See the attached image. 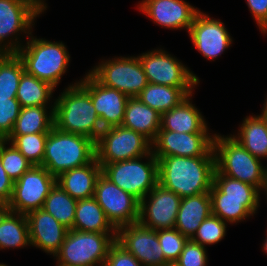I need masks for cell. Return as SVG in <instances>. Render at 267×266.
Here are the masks:
<instances>
[{
    "mask_svg": "<svg viewBox=\"0 0 267 266\" xmlns=\"http://www.w3.org/2000/svg\"><path fill=\"white\" fill-rule=\"evenodd\" d=\"M68 85L54 102V126L59 130L97 141L103 131L90 96V72Z\"/></svg>",
    "mask_w": 267,
    "mask_h": 266,
    "instance_id": "6da1fadb",
    "label": "cell"
},
{
    "mask_svg": "<svg viewBox=\"0 0 267 266\" xmlns=\"http://www.w3.org/2000/svg\"><path fill=\"white\" fill-rule=\"evenodd\" d=\"M215 156H166L158 159V183L181 198L209 193Z\"/></svg>",
    "mask_w": 267,
    "mask_h": 266,
    "instance_id": "7a4b0ae2",
    "label": "cell"
},
{
    "mask_svg": "<svg viewBox=\"0 0 267 266\" xmlns=\"http://www.w3.org/2000/svg\"><path fill=\"white\" fill-rule=\"evenodd\" d=\"M260 194L254 185L220 174L215 169L209 191L212 214L230 224L241 222L256 213Z\"/></svg>",
    "mask_w": 267,
    "mask_h": 266,
    "instance_id": "3957f363",
    "label": "cell"
},
{
    "mask_svg": "<svg viewBox=\"0 0 267 266\" xmlns=\"http://www.w3.org/2000/svg\"><path fill=\"white\" fill-rule=\"evenodd\" d=\"M96 157L95 141L91 138L59 130L53 126L45 143V167L53 176L90 163Z\"/></svg>",
    "mask_w": 267,
    "mask_h": 266,
    "instance_id": "277c9868",
    "label": "cell"
},
{
    "mask_svg": "<svg viewBox=\"0 0 267 266\" xmlns=\"http://www.w3.org/2000/svg\"><path fill=\"white\" fill-rule=\"evenodd\" d=\"M16 52L23 62L25 72L56 88L69 66L70 55L63 42L34 38Z\"/></svg>",
    "mask_w": 267,
    "mask_h": 266,
    "instance_id": "5b68a950",
    "label": "cell"
},
{
    "mask_svg": "<svg viewBox=\"0 0 267 266\" xmlns=\"http://www.w3.org/2000/svg\"><path fill=\"white\" fill-rule=\"evenodd\" d=\"M215 169L223 175L263 190L267 167L235 139L215 134L213 141Z\"/></svg>",
    "mask_w": 267,
    "mask_h": 266,
    "instance_id": "8992f818",
    "label": "cell"
},
{
    "mask_svg": "<svg viewBox=\"0 0 267 266\" xmlns=\"http://www.w3.org/2000/svg\"><path fill=\"white\" fill-rule=\"evenodd\" d=\"M116 233L83 232L70 229L54 255L62 266H103Z\"/></svg>",
    "mask_w": 267,
    "mask_h": 266,
    "instance_id": "52a82bcc",
    "label": "cell"
},
{
    "mask_svg": "<svg viewBox=\"0 0 267 266\" xmlns=\"http://www.w3.org/2000/svg\"><path fill=\"white\" fill-rule=\"evenodd\" d=\"M101 168L107 179L139 201L158 184V159L152 151L144 157L107 163Z\"/></svg>",
    "mask_w": 267,
    "mask_h": 266,
    "instance_id": "ba28073f",
    "label": "cell"
},
{
    "mask_svg": "<svg viewBox=\"0 0 267 266\" xmlns=\"http://www.w3.org/2000/svg\"><path fill=\"white\" fill-rule=\"evenodd\" d=\"M96 159L107 163L144 157L152 151V142L141 133L122 125L104 128L95 142Z\"/></svg>",
    "mask_w": 267,
    "mask_h": 266,
    "instance_id": "9c48e42d",
    "label": "cell"
},
{
    "mask_svg": "<svg viewBox=\"0 0 267 266\" xmlns=\"http://www.w3.org/2000/svg\"><path fill=\"white\" fill-rule=\"evenodd\" d=\"M89 72L104 86L121 91L128 97H137L148 84L138 56L104 59Z\"/></svg>",
    "mask_w": 267,
    "mask_h": 266,
    "instance_id": "30bf717a",
    "label": "cell"
},
{
    "mask_svg": "<svg viewBox=\"0 0 267 266\" xmlns=\"http://www.w3.org/2000/svg\"><path fill=\"white\" fill-rule=\"evenodd\" d=\"M56 184L57 177L45 167L33 165L14 182L11 200L5 208L25 215L42 209L46 197Z\"/></svg>",
    "mask_w": 267,
    "mask_h": 266,
    "instance_id": "8fae6325",
    "label": "cell"
},
{
    "mask_svg": "<svg viewBox=\"0 0 267 266\" xmlns=\"http://www.w3.org/2000/svg\"><path fill=\"white\" fill-rule=\"evenodd\" d=\"M148 83L174 86L195 87L199 78L182 62L163 49H154L138 55Z\"/></svg>",
    "mask_w": 267,
    "mask_h": 266,
    "instance_id": "7c38bea8",
    "label": "cell"
},
{
    "mask_svg": "<svg viewBox=\"0 0 267 266\" xmlns=\"http://www.w3.org/2000/svg\"><path fill=\"white\" fill-rule=\"evenodd\" d=\"M94 198L116 229L138 222L140 201L119 188L102 173L96 182Z\"/></svg>",
    "mask_w": 267,
    "mask_h": 266,
    "instance_id": "4fadbf2b",
    "label": "cell"
},
{
    "mask_svg": "<svg viewBox=\"0 0 267 266\" xmlns=\"http://www.w3.org/2000/svg\"><path fill=\"white\" fill-rule=\"evenodd\" d=\"M181 200L179 195L158 183L140 201L138 222L155 231L174 228Z\"/></svg>",
    "mask_w": 267,
    "mask_h": 266,
    "instance_id": "5bb4252c",
    "label": "cell"
},
{
    "mask_svg": "<svg viewBox=\"0 0 267 266\" xmlns=\"http://www.w3.org/2000/svg\"><path fill=\"white\" fill-rule=\"evenodd\" d=\"M214 136L215 134L210 135V133L159 130L156 139L152 142V152L157 159L166 156H215Z\"/></svg>",
    "mask_w": 267,
    "mask_h": 266,
    "instance_id": "9a60e30c",
    "label": "cell"
},
{
    "mask_svg": "<svg viewBox=\"0 0 267 266\" xmlns=\"http://www.w3.org/2000/svg\"><path fill=\"white\" fill-rule=\"evenodd\" d=\"M116 242L131 253L142 266H164L168 263L157 238V231L139 222L117 228Z\"/></svg>",
    "mask_w": 267,
    "mask_h": 266,
    "instance_id": "2e32d148",
    "label": "cell"
},
{
    "mask_svg": "<svg viewBox=\"0 0 267 266\" xmlns=\"http://www.w3.org/2000/svg\"><path fill=\"white\" fill-rule=\"evenodd\" d=\"M36 17L39 16L20 1L0 0V53H16L23 46L17 35L22 32L29 37Z\"/></svg>",
    "mask_w": 267,
    "mask_h": 266,
    "instance_id": "e0dca14e",
    "label": "cell"
},
{
    "mask_svg": "<svg viewBox=\"0 0 267 266\" xmlns=\"http://www.w3.org/2000/svg\"><path fill=\"white\" fill-rule=\"evenodd\" d=\"M195 48L210 61L223 54L233 40L223 22L199 11L188 31Z\"/></svg>",
    "mask_w": 267,
    "mask_h": 266,
    "instance_id": "ac0fdd59",
    "label": "cell"
},
{
    "mask_svg": "<svg viewBox=\"0 0 267 266\" xmlns=\"http://www.w3.org/2000/svg\"><path fill=\"white\" fill-rule=\"evenodd\" d=\"M138 9L156 25L187 32L200 11L184 0H142Z\"/></svg>",
    "mask_w": 267,
    "mask_h": 266,
    "instance_id": "d6986e66",
    "label": "cell"
},
{
    "mask_svg": "<svg viewBox=\"0 0 267 266\" xmlns=\"http://www.w3.org/2000/svg\"><path fill=\"white\" fill-rule=\"evenodd\" d=\"M30 246L40 248L54 257L63 244L68 228L43 209L26 214Z\"/></svg>",
    "mask_w": 267,
    "mask_h": 266,
    "instance_id": "ffe728a7",
    "label": "cell"
},
{
    "mask_svg": "<svg viewBox=\"0 0 267 266\" xmlns=\"http://www.w3.org/2000/svg\"><path fill=\"white\" fill-rule=\"evenodd\" d=\"M90 96L103 129L122 125L127 95L104 86L90 73Z\"/></svg>",
    "mask_w": 267,
    "mask_h": 266,
    "instance_id": "44dd1931",
    "label": "cell"
},
{
    "mask_svg": "<svg viewBox=\"0 0 267 266\" xmlns=\"http://www.w3.org/2000/svg\"><path fill=\"white\" fill-rule=\"evenodd\" d=\"M102 173L96 157L88 164L62 172L57 184L76 200L94 197L96 182Z\"/></svg>",
    "mask_w": 267,
    "mask_h": 266,
    "instance_id": "7402d4cb",
    "label": "cell"
},
{
    "mask_svg": "<svg viewBox=\"0 0 267 266\" xmlns=\"http://www.w3.org/2000/svg\"><path fill=\"white\" fill-rule=\"evenodd\" d=\"M193 94L179 105L161 114L160 130L178 133H209L207 122L200 110L192 104Z\"/></svg>",
    "mask_w": 267,
    "mask_h": 266,
    "instance_id": "603a6c76",
    "label": "cell"
},
{
    "mask_svg": "<svg viewBox=\"0 0 267 266\" xmlns=\"http://www.w3.org/2000/svg\"><path fill=\"white\" fill-rule=\"evenodd\" d=\"M211 214L209 193L184 197L180 203L174 228L188 239H192L200 224Z\"/></svg>",
    "mask_w": 267,
    "mask_h": 266,
    "instance_id": "cb8c5ba5",
    "label": "cell"
},
{
    "mask_svg": "<svg viewBox=\"0 0 267 266\" xmlns=\"http://www.w3.org/2000/svg\"><path fill=\"white\" fill-rule=\"evenodd\" d=\"M122 126L141 133L153 142L160 130L161 114L144 104L138 97H129Z\"/></svg>",
    "mask_w": 267,
    "mask_h": 266,
    "instance_id": "d4e9b609",
    "label": "cell"
},
{
    "mask_svg": "<svg viewBox=\"0 0 267 266\" xmlns=\"http://www.w3.org/2000/svg\"><path fill=\"white\" fill-rule=\"evenodd\" d=\"M230 136L253 156L267 159V119L261 115L246 116L237 135Z\"/></svg>",
    "mask_w": 267,
    "mask_h": 266,
    "instance_id": "484cf974",
    "label": "cell"
},
{
    "mask_svg": "<svg viewBox=\"0 0 267 266\" xmlns=\"http://www.w3.org/2000/svg\"><path fill=\"white\" fill-rule=\"evenodd\" d=\"M195 87H174L148 83L137 96L144 104L157 110L160 114L179 105Z\"/></svg>",
    "mask_w": 267,
    "mask_h": 266,
    "instance_id": "4316f807",
    "label": "cell"
},
{
    "mask_svg": "<svg viewBox=\"0 0 267 266\" xmlns=\"http://www.w3.org/2000/svg\"><path fill=\"white\" fill-rule=\"evenodd\" d=\"M72 229L96 233L117 232L94 197L78 200Z\"/></svg>",
    "mask_w": 267,
    "mask_h": 266,
    "instance_id": "83f0119b",
    "label": "cell"
},
{
    "mask_svg": "<svg viewBox=\"0 0 267 266\" xmlns=\"http://www.w3.org/2000/svg\"><path fill=\"white\" fill-rule=\"evenodd\" d=\"M27 245L30 246L26 215L4 208L0 212V250Z\"/></svg>",
    "mask_w": 267,
    "mask_h": 266,
    "instance_id": "f1b7e54d",
    "label": "cell"
},
{
    "mask_svg": "<svg viewBox=\"0 0 267 266\" xmlns=\"http://www.w3.org/2000/svg\"><path fill=\"white\" fill-rule=\"evenodd\" d=\"M50 105L48 111L47 106L21 107L10 135L48 133L54 126V103Z\"/></svg>",
    "mask_w": 267,
    "mask_h": 266,
    "instance_id": "f546056e",
    "label": "cell"
},
{
    "mask_svg": "<svg viewBox=\"0 0 267 266\" xmlns=\"http://www.w3.org/2000/svg\"><path fill=\"white\" fill-rule=\"evenodd\" d=\"M54 90L49 83L24 72L19 81L16 99L21 107L47 106Z\"/></svg>",
    "mask_w": 267,
    "mask_h": 266,
    "instance_id": "4dcf8cb0",
    "label": "cell"
},
{
    "mask_svg": "<svg viewBox=\"0 0 267 266\" xmlns=\"http://www.w3.org/2000/svg\"><path fill=\"white\" fill-rule=\"evenodd\" d=\"M77 202L56 184L46 197L42 209L70 230L73 228Z\"/></svg>",
    "mask_w": 267,
    "mask_h": 266,
    "instance_id": "1f68e13d",
    "label": "cell"
},
{
    "mask_svg": "<svg viewBox=\"0 0 267 266\" xmlns=\"http://www.w3.org/2000/svg\"><path fill=\"white\" fill-rule=\"evenodd\" d=\"M24 65L16 53H0V98H16Z\"/></svg>",
    "mask_w": 267,
    "mask_h": 266,
    "instance_id": "d6a6232c",
    "label": "cell"
},
{
    "mask_svg": "<svg viewBox=\"0 0 267 266\" xmlns=\"http://www.w3.org/2000/svg\"><path fill=\"white\" fill-rule=\"evenodd\" d=\"M48 133L10 135L6 140L14 145L33 165H42Z\"/></svg>",
    "mask_w": 267,
    "mask_h": 266,
    "instance_id": "836d02e7",
    "label": "cell"
},
{
    "mask_svg": "<svg viewBox=\"0 0 267 266\" xmlns=\"http://www.w3.org/2000/svg\"><path fill=\"white\" fill-rule=\"evenodd\" d=\"M6 144H10V146L7 147ZM0 160L7 175L14 182L33 166V164L7 140H0Z\"/></svg>",
    "mask_w": 267,
    "mask_h": 266,
    "instance_id": "e575fe53",
    "label": "cell"
},
{
    "mask_svg": "<svg viewBox=\"0 0 267 266\" xmlns=\"http://www.w3.org/2000/svg\"><path fill=\"white\" fill-rule=\"evenodd\" d=\"M227 224L216 215L211 214L200 224L192 240L203 247L217 244L225 237Z\"/></svg>",
    "mask_w": 267,
    "mask_h": 266,
    "instance_id": "d590c367",
    "label": "cell"
},
{
    "mask_svg": "<svg viewBox=\"0 0 267 266\" xmlns=\"http://www.w3.org/2000/svg\"><path fill=\"white\" fill-rule=\"evenodd\" d=\"M157 238L163 255L168 262H175L180 257L188 241V238L182 235L176 228L158 230Z\"/></svg>",
    "mask_w": 267,
    "mask_h": 266,
    "instance_id": "8d00e7d4",
    "label": "cell"
},
{
    "mask_svg": "<svg viewBox=\"0 0 267 266\" xmlns=\"http://www.w3.org/2000/svg\"><path fill=\"white\" fill-rule=\"evenodd\" d=\"M20 109L16 98H0V140H6L10 136Z\"/></svg>",
    "mask_w": 267,
    "mask_h": 266,
    "instance_id": "74e56055",
    "label": "cell"
},
{
    "mask_svg": "<svg viewBox=\"0 0 267 266\" xmlns=\"http://www.w3.org/2000/svg\"><path fill=\"white\" fill-rule=\"evenodd\" d=\"M206 247L188 239L180 257L175 261L179 266H207Z\"/></svg>",
    "mask_w": 267,
    "mask_h": 266,
    "instance_id": "f35d334b",
    "label": "cell"
},
{
    "mask_svg": "<svg viewBox=\"0 0 267 266\" xmlns=\"http://www.w3.org/2000/svg\"><path fill=\"white\" fill-rule=\"evenodd\" d=\"M103 266H142V264L115 241L109 248Z\"/></svg>",
    "mask_w": 267,
    "mask_h": 266,
    "instance_id": "ab89813d",
    "label": "cell"
},
{
    "mask_svg": "<svg viewBox=\"0 0 267 266\" xmlns=\"http://www.w3.org/2000/svg\"><path fill=\"white\" fill-rule=\"evenodd\" d=\"M249 11L261 32L267 33V0H246Z\"/></svg>",
    "mask_w": 267,
    "mask_h": 266,
    "instance_id": "60d3db41",
    "label": "cell"
},
{
    "mask_svg": "<svg viewBox=\"0 0 267 266\" xmlns=\"http://www.w3.org/2000/svg\"><path fill=\"white\" fill-rule=\"evenodd\" d=\"M14 181L7 175L0 160V203L6 207L11 200Z\"/></svg>",
    "mask_w": 267,
    "mask_h": 266,
    "instance_id": "b9f144b4",
    "label": "cell"
},
{
    "mask_svg": "<svg viewBox=\"0 0 267 266\" xmlns=\"http://www.w3.org/2000/svg\"><path fill=\"white\" fill-rule=\"evenodd\" d=\"M26 4L38 16L42 14L47 8L45 0H17Z\"/></svg>",
    "mask_w": 267,
    "mask_h": 266,
    "instance_id": "7bdbcfd3",
    "label": "cell"
},
{
    "mask_svg": "<svg viewBox=\"0 0 267 266\" xmlns=\"http://www.w3.org/2000/svg\"><path fill=\"white\" fill-rule=\"evenodd\" d=\"M260 115L262 117H264L265 119H267V96H266V99H265V102H264V106H263V109H262V114L260 113Z\"/></svg>",
    "mask_w": 267,
    "mask_h": 266,
    "instance_id": "ee69618b",
    "label": "cell"
},
{
    "mask_svg": "<svg viewBox=\"0 0 267 266\" xmlns=\"http://www.w3.org/2000/svg\"><path fill=\"white\" fill-rule=\"evenodd\" d=\"M264 193H266V199H267V171H266V176H265V183H264V187H263V190Z\"/></svg>",
    "mask_w": 267,
    "mask_h": 266,
    "instance_id": "f6af8a7d",
    "label": "cell"
},
{
    "mask_svg": "<svg viewBox=\"0 0 267 266\" xmlns=\"http://www.w3.org/2000/svg\"><path fill=\"white\" fill-rule=\"evenodd\" d=\"M267 232V231H266ZM263 246V250L265 251V254H267V236H266V238H265V240H264V243L262 244Z\"/></svg>",
    "mask_w": 267,
    "mask_h": 266,
    "instance_id": "bcb514c9",
    "label": "cell"
},
{
    "mask_svg": "<svg viewBox=\"0 0 267 266\" xmlns=\"http://www.w3.org/2000/svg\"><path fill=\"white\" fill-rule=\"evenodd\" d=\"M164 266H179L176 262H168Z\"/></svg>",
    "mask_w": 267,
    "mask_h": 266,
    "instance_id": "7dc6e473",
    "label": "cell"
},
{
    "mask_svg": "<svg viewBox=\"0 0 267 266\" xmlns=\"http://www.w3.org/2000/svg\"><path fill=\"white\" fill-rule=\"evenodd\" d=\"M5 207L0 203V212L4 209Z\"/></svg>",
    "mask_w": 267,
    "mask_h": 266,
    "instance_id": "c3c4849f",
    "label": "cell"
},
{
    "mask_svg": "<svg viewBox=\"0 0 267 266\" xmlns=\"http://www.w3.org/2000/svg\"><path fill=\"white\" fill-rule=\"evenodd\" d=\"M0 266H7L6 264L0 263Z\"/></svg>",
    "mask_w": 267,
    "mask_h": 266,
    "instance_id": "681fc988",
    "label": "cell"
}]
</instances>
